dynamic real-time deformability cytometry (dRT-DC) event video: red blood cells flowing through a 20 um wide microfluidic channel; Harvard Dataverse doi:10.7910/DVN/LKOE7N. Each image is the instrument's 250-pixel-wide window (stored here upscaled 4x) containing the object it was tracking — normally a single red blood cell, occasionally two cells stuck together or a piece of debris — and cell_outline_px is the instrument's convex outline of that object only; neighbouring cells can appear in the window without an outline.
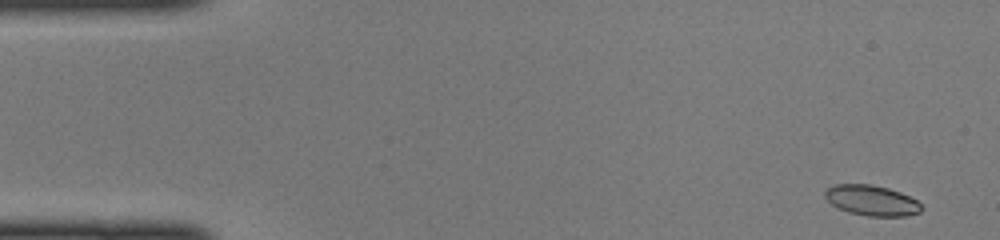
{"species": "common noctule bat (a hibernating species)", "species_latin": "Nyctalus noctula", "temperature_condition": "cold", "stored_images_in_passage": 46, "camera_frame_rate_fps": 3000, "um_per_image_px": 0.085, "animal": {"sex": "female", "body_mass_g": 22.0, "forearm_length_mm": 56.7}, "frame": {"image": 1, "passage_image": 1, "time_ms": 0.0, "image_size_px": [1000, 240], "cell_outline_px": [[924, 208], [920, 212], [908, 216], [868, 216], [848, 212], [836, 208], [824, 196], [824, 192], [828, 188], [836, 184], [872, 184], [888, 188], [900, 192], [916, 200]], "centroid_in_image_um": [74.09, 17.04], "position_along_channel_um": 10.9, "area_um2": 17.17}}
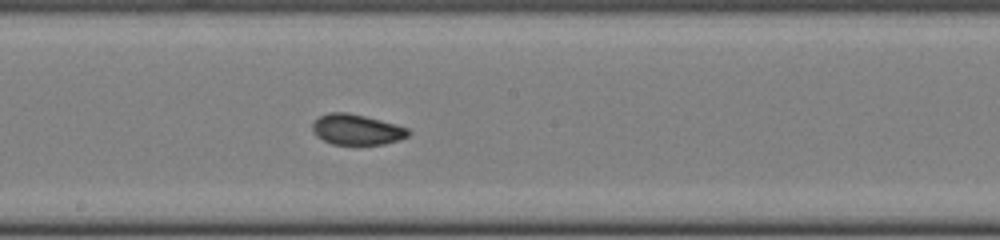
{"frame": {"image": 2, "passage_image": 24, "time_ms": 7.667, "image_size_px": [1000, 240], "cell_outline_px": [[412, 132], [408, 136], [400, 140], [384, 144], [332, 144], [316, 136], [312, 132], [312, 124], [320, 116], [328, 112], [348, 112], [396, 124], [408, 128]], "centroid_in_image_um": [30.33, 11.01], "position_along_channel_um": 217.9, "area_um2": 17.11}}
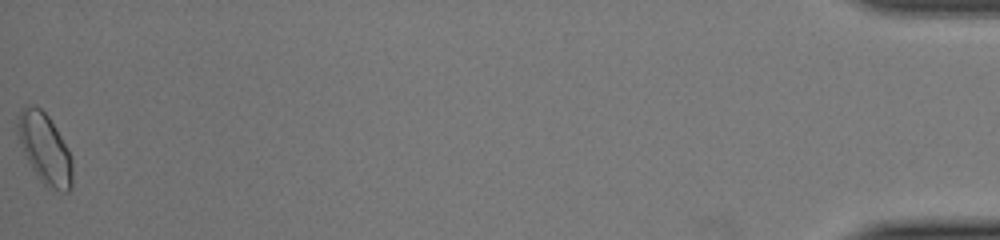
{"frame": {"image": 3, "passage_image": 46, "time_ms": 15.0, "image_size_px": [1000, 240], "cell_outline_px": [[72, 188], [68, 192], [64, 192], [48, 188], [36, 176], [24, 152], [16, 132], [16, 124], [20, 108], [28, 104], [36, 104], [48, 116], [68, 148], [72, 156]], "centroid_in_image_um": [3.8, 12.62], "position_along_channel_um": 431.4, "area_um2": 22.72}}